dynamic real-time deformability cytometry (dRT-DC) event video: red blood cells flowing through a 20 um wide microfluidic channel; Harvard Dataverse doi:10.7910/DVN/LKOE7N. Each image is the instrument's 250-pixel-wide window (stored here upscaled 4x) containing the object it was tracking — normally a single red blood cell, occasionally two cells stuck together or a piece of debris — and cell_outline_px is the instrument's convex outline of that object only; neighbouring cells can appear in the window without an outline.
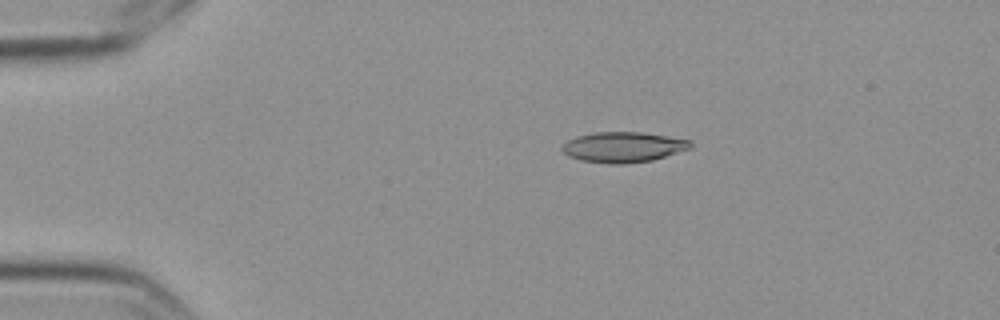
{"species": "Egyptian fruit bat (a non-hibernating species)", "species_latin": "Rousettus aegyptiacus", "temperature_condition": "cold", "stored_images_in_passage": 6, "camera_frame_rate_fps": 3000, "um_per_image_px": 0.085, "frame": {"image": 1, "passage_image": 4, "time_ms": 1.0, "image_size_px": [1000, 320], "cell_outline_px": [[692, 148], [652, 160], [624, 164], [608, 164], [580, 160], [568, 156], [560, 148], [568, 140], [576, 136], [596, 132], [644, 132], [668, 136], [688, 140], [692, 144]], "centroid_in_image_um": [52.96, 12.5], "position_along_channel_um": 32.0, "area_um2": 22.77}}